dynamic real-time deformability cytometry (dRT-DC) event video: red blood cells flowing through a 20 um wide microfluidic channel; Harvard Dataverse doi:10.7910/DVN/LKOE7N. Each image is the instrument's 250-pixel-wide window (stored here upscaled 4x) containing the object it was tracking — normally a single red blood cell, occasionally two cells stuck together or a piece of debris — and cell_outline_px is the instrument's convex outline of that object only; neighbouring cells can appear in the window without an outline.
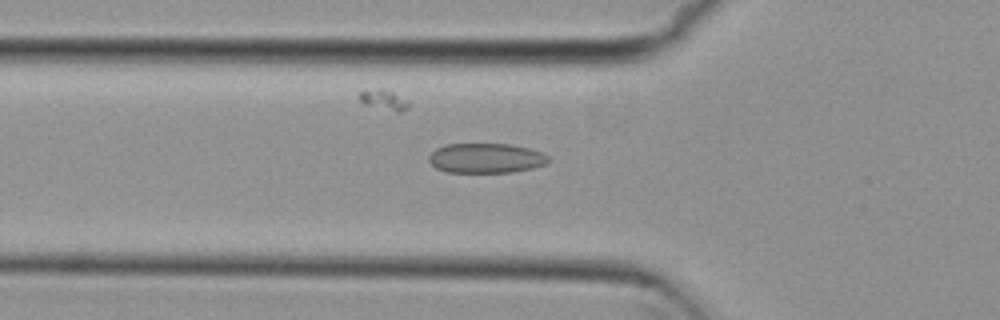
{"species": "common noctule bat (a hibernating species)", "species_latin": "Nyctalus noctula", "temperature_condition": "cold", "stored_images_in_passage": 55, "camera_frame_rate_fps": 3000, "um_per_image_px": 0.085, "animal": {"sex": "female", "body_mass_g": 29.2, "forearm_length_mm": 56.3}, "frame": {"image": 1, "passage_image": 19, "time_ms": 6.0, "image_size_px": [1000, 320], "cell_outline_px": [[548, 160], [544, 164], [532, 168], [512, 172], [448, 172], [436, 168], [428, 160], [428, 156], [436, 148], [448, 144], [508, 144], [528, 148], [540, 152], [548, 156]], "centroid_in_image_um": [41.27, 13.44], "position_along_channel_um": 84.5, "area_um2": 20.52}}
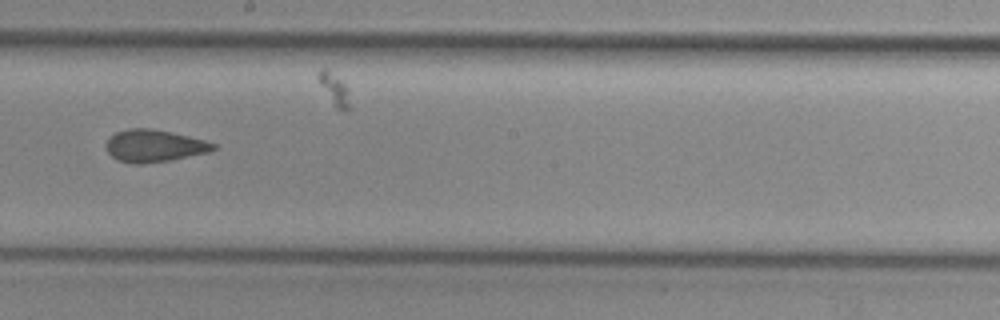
{"frame": {"image": 2, "passage_image": 31, "time_ms": 10.0, "image_size_px": [1000, 320], "cell_outline_px": [[216, 148], [208, 152], [172, 160], [140, 164], [132, 164], [116, 160], [108, 152], [104, 144], [108, 136], [116, 132], [128, 128], [152, 128], [172, 132], [204, 140], [216, 144]], "centroid_in_image_um": [13.05, 12.39], "position_along_channel_um": 235.1, "area_um2": 20.4}}
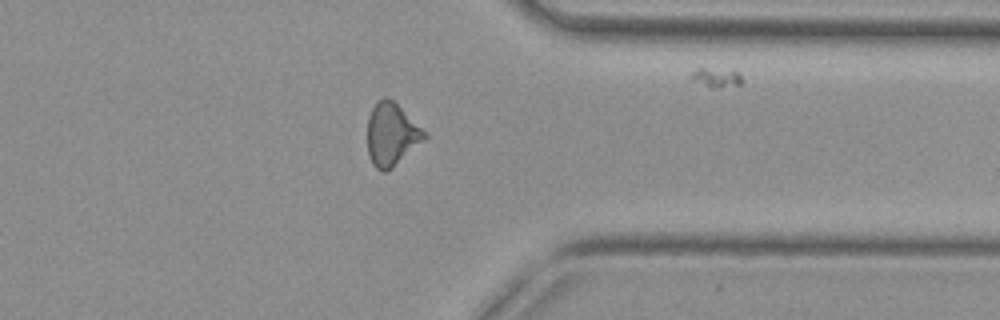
{"frame": {"image": 3, "passage_image": 43, "time_ms": 14.0, "image_size_px": [1000, 320], "cell_outline_px": [[428, 136], [392, 168], [384, 172], [380, 172], [372, 164], [368, 152], [368, 116], [376, 100], [384, 96], [392, 100], [428, 132]], "centroid_in_image_um": [33.28, 11.41], "position_along_channel_um": 378.1, "area_um2": 20.87}, "authors_computed_cell_mechanics": {"area_um2": 20.8658, "velocity_mm_per_s": 3.7537, "shape_relaxation_time_tau1_ms": null, "shape_relaxation_time_tau2_ms": 1.8973, "deformation_change_tau1": null, "deformation_change_tau2": 0.0909}}